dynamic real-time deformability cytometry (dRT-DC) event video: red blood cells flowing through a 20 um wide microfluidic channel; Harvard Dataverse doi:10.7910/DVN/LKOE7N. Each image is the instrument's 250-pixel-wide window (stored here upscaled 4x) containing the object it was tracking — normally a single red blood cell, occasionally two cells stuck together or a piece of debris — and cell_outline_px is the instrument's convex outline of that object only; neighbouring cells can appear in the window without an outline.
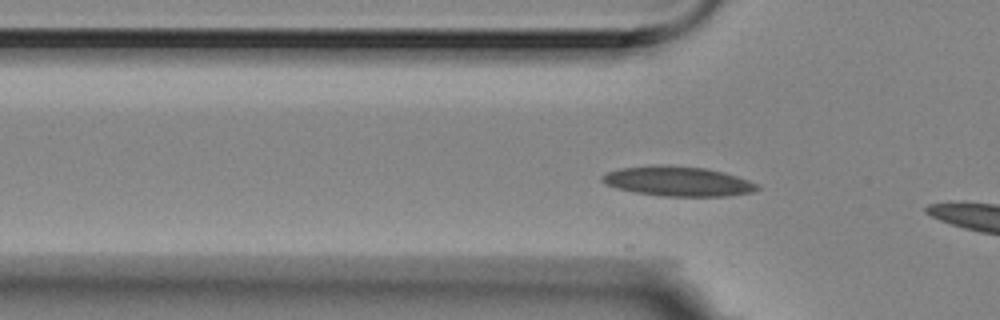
{"species": "Egyptian fruit bat (a non-hibernating species)", "species_latin": "Rousettus aegyptiacus", "temperature_condition": "room temperature", "stored_images_in_passage": 6, "camera_frame_rate_fps": 3000, "um_per_image_px": 0.085, "animal": {"sex": "female"}, "frame": {"image": 1, "passage_image": 4, "time_ms": 1.0, "image_size_px": [1000, 320], "cell_outline_px": [[760, 188], [752, 192], [728, 196], [660, 196], [636, 192], [616, 188], [604, 184], [600, 180], [600, 176], [608, 172], [620, 168], [664, 164], [704, 168], [724, 172], [748, 180], [756, 184]], "centroid_in_image_um": [57.58, 15.41], "position_along_channel_um": 68.2, "area_um2": 26.88}}